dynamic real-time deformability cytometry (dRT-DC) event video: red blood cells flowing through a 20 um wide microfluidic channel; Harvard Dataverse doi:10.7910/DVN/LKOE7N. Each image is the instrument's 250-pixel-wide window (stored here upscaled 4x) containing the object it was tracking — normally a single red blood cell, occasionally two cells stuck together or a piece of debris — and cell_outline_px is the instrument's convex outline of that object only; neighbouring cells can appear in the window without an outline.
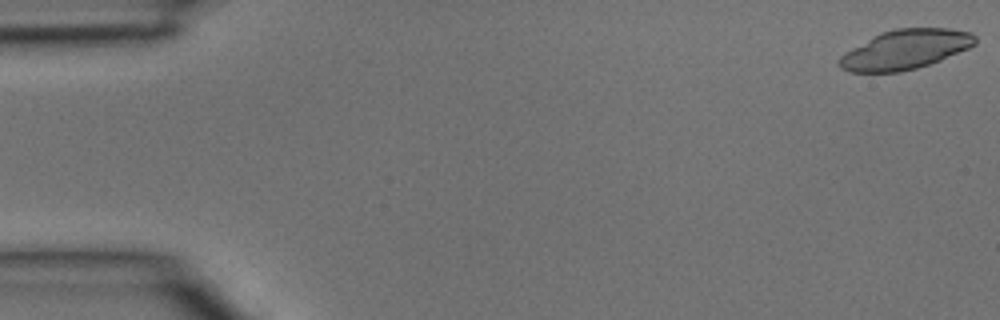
{"species": "common noctule bat (a hibernating species)", "species_latin": "Nyctalus noctula", "temperature_condition": "room temperature", "stored_images_in_passage": 39, "camera_frame_rate_fps": 3000, "um_per_image_px": 0.085, "animal": {"sex": "male", "body_mass_g": 15.6}, "frame": {"image": 1, "passage_image": 1, "time_ms": 0.0, "image_size_px": [1000, 320], "cell_outline_px": [[976, 44], [968, 48], [940, 60], [916, 68], [900, 72], [852, 72], [840, 68], [836, 64], [836, 60], [840, 56], [852, 48], [872, 36], [880, 32], [896, 28], [948, 28], [972, 32], [976, 36]], "centroid_in_image_um": [76.92, 4.2], "position_along_channel_um": 8.1, "area_um2": 31.33}}